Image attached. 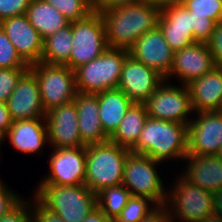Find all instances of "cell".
I'll return each instance as SVG.
<instances>
[{"instance_id":"1","label":"cell","mask_w":222,"mask_h":222,"mask_svg":"<svg viewBox=\"0 0 222 222\" xmlns=\"http://www.w3.org/2000/svg\"><path fill=\"white\" fill-rule=\"evenodd\" d=\"M161 9L139 1L101 12L108 47L129 50L146 32L158 26Z\"/></svg>"},{"instance_id":"2","label":"cell","mask_w":222,"mask_h":222,"mask_svg":"<svg viewBox=\"0 0 222 222\" xmlns=\"http://www.w3.org/2000/svg\"><path fill=\"white\" fill-rule=\"evenodd\" d=\"M188 125L147 117L140 138L130 149L154 160L184 161L188 155Z\"/></svg>"},{"instance_id":"3","label":"cell","mask_w":222,"mask_h":222,"mask_svg":"<svg viewBox=\"0 0 222 222\" xmlns=\"http://www.w3.org/2000/svg\"><path fill=\"white\" fill-rule=\"evenodd\" d=\"M129 148L111 141L86 146L85 186L97 194L102 189L122 184Z\"/></svg>"},{"instance_id":"4","label":"cell","mask_w":222,"mask_h":222,"mask_svg":"<svg viewBox=\"0 0 222 222\" xmlns=\"http://www.w3.org/2000/svg\"><path fill=\"white\" fill-rule=\"evenodd\" d=\"M35 189L34 198L65 222H82L97 207V195L84 184L37 185Z\"/></svg>"},{"instance_id":"5","label":"cell","mask_w":222,"mask_h":222,"mask_svg":"<svg viewBox=\"0 0 222 222\" xmlns=\"http://www.w3.org/2000/svg\"><path fill=\"white\" fill-rule=\"evenodd\" d=\"M175 178L165 202L173 222H201L214 214L212 192L192 184L182 174Z\"/></svg>"},{"instance_id":"6","label":"cell","mask_w":222,"mask_h":222,"mask_svg":"<svg viewBox=\"0 0 222 222\" xmlns=\"http://www.w3.org/2000/svg\"><path fill=\"white\" fill-rule=\"evenodd\" d=\"M128 50L108 47L99 57L75 69L76 86L80 93L96 94L118 88Z\"/></svg>"},{"instance_id":"7","label":"cell","mask_w":222,"mask_h":222,"mask_svg":"<svg viewBox=\"0 0 222 222\" xmlns=\"http://www.w3.org/2000/svg\"><path fill=\"white\" fill-rule=\"evenodd\" d=\"M161 163L145 154L130 151L125 160L122 184L132 196L149 198L156 205L165 204L167 188L156 168Z\"/></svg>"},{"instance_id":"8","label":"cell","mask_w":222,"mask_h":222,"mask_svg":"<svg viewBox=\"0 0 222 222\" xmlns=\"http://www.w3.org/2000/svg\"><path fill=\"white\" fill-rule=\"evenodd\" d=\"M29 69L38 82L41 103L46 113L75 99L78 93L75 70L66 65L43 62L29 65Z\"/></svg>"},{"instance_id":"9","label":"cell","mask_w":222,"mask_h":222,"mask_svg":"<svg viewBox=\"0 0 222 222\" xmlns=\"http://www.w3.org/2000/svg\"><path fill=\"white\" fill-rule=\"evenodd\" d=\"M72 49L65 64L72 70L99 57L107 48L106 27L100 12L72 21Z\"/></svg>"},{"instance_id":"10","label":"cell","mask_w":222,"mask_h":222,"mask_svg":"<svg viewBox=\"0 0 222 222\" xmlns=\"http://www.w3.org/2000/svg\"><path fill=\"white\" fill-rule=\"evenodd\" d=\"M164 80L144 103L148 117L188 125L193 112L187 85Z\"/></svg>"},{"instance_id":"11","label":"cell","mask_w":222,"mask_h":222,"mask_svg":"<svg viewBox=\"0 0 222 222\" xmlns=\"http://www.w3.org/2000/svg\"><path fill=\"white\" fill-rule=\"evenodd\" d=\"M53 149L48 159L50 171L44 175L38 185L85 184L86 146Z\"/></svg>"},{"instance_id":"12","label":"cell","mask_w":222,"mask_h":222,"mask_svg":"<svg viewBox=\"0 0 222 222\" xmlns=\"http://www.w3.org/2000/svg\"><path fill=\"white\" fill-rule=\"evenodd\" d=\"M192 114L196 117L188 124V154L216 155L222 145V111Z\"/></svg>"},{"instance_id":"13","label":"cell","mask_w":222,"mask_h":222,"mask_svg":"<svg viewBox=\"0 0 222 222\" xmlns=\"http://www.w3.org/2000/svg\"><path fill=\"white\" fill-rule=\"evenodd\" d=\"M216 67L207 43L195 42L188 47L177 50L173 55V63L166 80L177 78L182 85L201 78Z\"/></svg>"},{"instance_id":"14","label":"cell","mask_w":222,"mask_h":222,"mask_svg":"<svg viewBox=\"0 0 222 222\" xmlns=\"http://www.w3.org/2000/svg\"><path fill=\"white\" fill-rule=\"evenodd\" d=\"M164 80L156 70L128 55L124 60L118 89L134 103L144 104Z\"/></svg>"},{"instance_id":"15","label":"cell","mask_w":222,"mask_h":222,"mask_svg":"<svg viewBox=\"0 0 222 222\" xmlns=\"http://www.w3.org/2000/svg\"><path fill=\"white\" fill-rule=\"evenodd\" d=\"M48 144L52 148L86 146L78 127V112L74 101L52 108L45 115Z\"/></svg>"},{"instance_id":"16","label":"cell","mask_w":222,"mask_h":222,"mask_svg":"<svg viewBox=\"0 0 222 222\" xmlns=\"http://www.w3.org/2000/svg\"><path fill=\"white\" fill-rule=\"evenodd\" d=\"M128 52L133 59L156 70L165 79L169 76L174 51L158 26L136 40Z\"/></svg>"},{"instance_id":"17","label":"cell","mask_w":222,"mask_h":222,"mask_svg":"<svg viewBox=\"0 0 222 222\" xmlns=\"http://www.w3.org/2000/svg\"><path fill=\"white\" fill-rule=\"evenodd\" d=\"M6 104L12 121L45 118L39 85L30 69L21 76Z\"/></svg>"},{"instance_id":"18","label":"cell","mask_w":222,"mask_h":222,"mask_svg":"<svg viewBox=\"0 0 222 222\" xmlns=\"http://www.w3.org/2000/svg\"><path fill=\"white\" fill-rule=\"evenodd\" d=\"M0 26L28 65L41 62L44 40L30 24L26 14L5 19Z\"/></svg>"},{"instance_id":"19","label":"cell","mask_w":222,"mask_h":222,"mask_svg":"<svg viewBox=\"0 0 222 222\" xmlns=\"http://www.w3.org/2000/svg\"><path fill=\"white\" fill-rule=\"evenodd\" d=\"M10 141L16 151L22 154H41L44 145L48 143L45 118H32L13 121L7 134L2 138Z\"/></svg>"},{"instance_id":"20","label":"cell","mask_w":222,"mask_h":222,"mask_svg":"<svg viewBox=\"0 0 222 222\" xmlns=\"http://www.w3.org/2000/svg\"><path fill=\"white\" fill-rule=\"evenodd\" d=\"M189 89L193 113L222 111V68L214 67L210 72L191 81Z\"/></svg>"},{"instance_id":"21","label":"cell","mask_w":222,"mask_h":222,"mask_svg":"<svg viewBox=\"0 0 222 222\" xmlns=\"http://www.w3.org/2000/svg\"><path fill=\"white\" fill-rule=\"evenodd\" d=\"M184 160L187 161L184 172H179L188 181L212 193L222 190V160L220 157L188 154Z\"/></svg>"},{"instance_id":"22","label":"cell","mask_w":222,"mask_h":222,"mask_svg":"<svg viewBox=\"0 0 222 222\" xmlns=\"http://www.w3.org/2000/svg\"><path fill=\"white\" fill-rule=\"evenodd\" d=\"M73 101L78 112V127L82 142L87 146L109 141L99 118L97 94L78 92Z\"/></svg>"},{"instance_id":"23","label":"cell","mask_w":222,"mask_h":222,"mask_svg":"<svg viewBox=\"0 0 222 222\" xmlns=\"http://www.w3.org/2000/svg\"><path fill=\"white\" fill-rule=\"evenodd\" d=\"M96 94L99 102L101 125L105 134L110 137L134 102L118 88Z\"/></svg>"},{"instance_id":"24","label":"cell","mask_w":222,"mask_h":222,"mask_svg":"<svg viewBox=\"0 0 222 222\" xmlns=\"http://www.w3.org/2000/svg\"><path fill=\"white\" fill-rule=\"evenodd\" d=\"M26 15L43 40L70 24L58 9L44 0H31Z\"/></svg>"},{"instance_id":"25","label":"cell","mask_w":222,"mask_h":222,"mask_svg":"<svg viewBox=\"0 0 222 222\" xmlns=\"http://www.w3.org/2000/svg\"><path fill=\"white\" fill-rule=\"evenodd\" d=\"M147 117L148 114L145 104L133 103L118 128L109 137V141L131 149L140 138Z\"/></svg>"},{"instance_id":"26","label":"cell","mask_w":222,"mask_h":222,"mask_svg":"<svg viewBox=\"0 0 222 222\" xmlns=\"http://www.w3.org/2000/svg\"><path fill=\"white\" fill-rule=\"evenodd\" d=\"M72 22L43 41L41 62L53 65H65L69 61L72 49Z\"/></svg>"},{"instance_id":"27","label":"cell","mask_w":222,"mask_h":222,"mask_svg":"<svg viewBox=\"0 0 222 222\" xmlns=\"http://www.w3.org/2000/svg\"><path fill=\"white\" fill-rule=\"evenodd\" d=\"M96 195L97 207L112 220L116 219L132 196L123 184L104 188Z\"/></svg>"},{"instance_id":"28","label":"cell","mask_w":222,"mask_h":222,"mask_svg":"<svg viewBox=\"0 0 222 222\" xmlns=\"http://www.w3.org/2000/svg\"><path fill=\"white\" fill-rule=\"evenodd\" d=\"M156 206L149 198L131 196L114 222H140Z\"/></svg>"},{"instance_id":"29","label":"cell","mask_w":222,"mask_h":222,"mask_svg":"<svg viewBox=\"0 0 222 222\" xmlns=\"http://www.w3.org/2000/svg\"><path fill=\"white\" fill-rule=\"evenodd\" d=\"M54 6L70 22L85 19L93 12V6L87 0H44Z\"/></svg>"},{"instance_id":"30","label":"cell","mask_w":222,"mask_h":222,"mask_svg":"<svg viewBox=\"0 0 222 222\" xmlns=\"http://www.w3.org/2000/svg\"><path fill=\"white\" fill-rule=\"evenodd\" d=\"M158 24H171V28L192 29L191 12L182 3L161 8Z\"/></svg>"},{"instance_id":"31","label":"cell","mask_w":222,"mask_h":222,"mask_svg":"<svg viewBox=\"0 0 222 222\" xmlns=\"http://www.w3.org/2000/svg\"><path fill=\"white\" fill-rule=\"evenodd\" d=\"M29 68L0 26V69Z\"/></svg>"},{"instance_id":"32","label":"cell","mask_w":222,"mask_h":222,"mask_svg":"<svg viewBox=\"0 0 222 222\" xmlns=\"http://www.w3.org/2000/svg\"><path fill=\"white\" fill-rule=\"evenodd\" d=\"M182 5L193 15L208 16L215 23L222 21V0H185Z\"/></svg>"},{"instance_id":"33","label":"cell","mask_w":222,"mask_h":222,"mask_svg":"<svg viewBox=\"0 0 222 222\" xmlns=\"http://www.w3.org/2000/svg\"><path fill=\"white\" fill-rule=\"evenodd\" d=\"M158 27L174 52L196 42L193 29L171 28V24H158Z\"/></svg>"},{"instance_id":"34","label":"cell","mask_w":222,"mask_h":222,"mask_svg":"<svg viewBox=\"0 0 222 222\" xmlns=\"http://www.w3.org/2000/svg\"><path fill=\"white\" fill-rule=\"evenodd\" d=\"M28 69H0V102H7L19 79Z\"/></svg>"},{"instance_id":"35","label":"cell","mask_w":222,"mask_h":222,"mask_svg":"<svg viewBox=\"0 0 222 222\" xmlns=\"http://www.w3.org/2000/svg\"><path fill=\"white\" fill-rule=\"evenodd\" d=\"M191 21L195 41L207 43L216 23L208 16L193 15V13H191Z\"/></svg>"},{"instance_id":"36","label":"cell","mask_w":222,"mask_h":222,"mask_svg":"<svg viewBox=\"0 0 222 222\" xmlns=\"http://www.w3.org/2000/svg\"><path fill=\"white\" fill-rule=\"evenodd\" d=\"M0 179V218L13 210L22 200L23 197Z\"/></svg>"},{"instance_id":"37","label":"cell","mask_w":222,"mask_h":222,"mask_svg":"<svg viewBox=\"0 0 222 222\" xmlns=\"http://www.w3.org/2000/svg\"><path fill=\"white\" fill-rule=\"evenodd\" d=\"M0 222H33L31 199H23L13 210L0 218Z\"/></svg>"},{"instance_id":"38","label":"cell","mask_w":222,"mask_h":222,"mask_svg":"<svg viewBox=\"0 0 222 222\" xmlns=\"http://www.w3.org/2000/svg\"><path fill=\"white\" fill-rule=\"evenodd\" d=\"M31 0H0V22L27 13Z\"/></svg>"},{"instance_id":"39","label":"cell","mask_w":222,"mask_h":222,"mask_svg":"<svg viewBox=\"0 0 222 222\" xmlns=\"http://www.w3.org/2000/svg\"><path fill=\"white\" fill-rule=\"evenodd\" d=\"M207 45L212 53L215 65L222 68V21L215 24Z\"/></svg>"},{"instance_id":"40","label":"cell","mask_w":222,"mask_h":222,"mask_svg":"<svg viewBox=\"0 0 222 222\" xmlns=\"http://www.w3.org/2000/svg\"><path fill=\"white\" fill-rule=\"evenodd\" d=\"M31 202L33 222H65L59 215L43 207L35 198Z\"/></svg>"},{"instance_id":"41","label":"cell","mask_w":222,"mask_h":222,"mask_svg":"<svg viewBox=\"0 0 222 222\" xmlns=\"http://www.w3.org/2000/svg\"><path fill=\"white\" fill-rule=\"evenodd\" d=\"M140 222H173L169 210L165 204L157 205Z\"/></svg>"},{"instance_id":"42","label":"cell","mask_w":222,"mask_h":222,"mask_svg":"<svg viewBox=\"0 0 222 222\" xmlns=\"http://www.w3.org/2000/svg\"><path fill=\"white\" fill-rule=\"evenodd\" d=\"M141 0H94L93 11L102 12L112 8L125 6L128 4L136 3Z\"/></svg>"},{"instance_id":"43","label":"cell","mask_w":222,"mask_h":222,"mask_svg":"<svg viewBox=\"0 0 222 222\" xmlns=\"http://www.w3.org/2000/svg\"><path fill=\"white\" fill-rule=\"evenodd\" d=\"M12 119L5 102H0V137L3 138L10 126L12 125Z\"/></svg>"},{"instance_id":"44","label":"cell","mask_w":222,"mask_h":222,"mask_svg":"<svg viewBox=\"0 0 222 222\" xmlns=\"http://www.w3.org/2000/svg\"><path fill=\"white\" fill-rule=\"evenodd\" d=\"M82 222H114L108 218L98 207L94 208Z\"/></svg>"},{"instance_id":"45","label":"cell","mask_w":222,"mask_h":222,"mask_svg":"<svg viewBox=\"0 0 222 222\" xmlns=\"http://www.w3.org/2000/svg\"><path fill=\"white\" fill-rule=\"evenodd\" d=\"M214 214L222 217V190L213 193Z\"/></svg>"},{"instance_id":"46","label":"cell","mask_w":222,"mask_h":222,"mask_svg":"<svg viewBox=\"0 0 222 222\" xmlns=\"http://www.w3.org/2000/svg\"><path fill=\"white\" fill-rule=\"evenodd\" d=\"M149 5H155L158 8H164L173 4H177V0H141Z\"/></svg>"},{"instance_id":"47","label":"cell","mask_w":222,"mask_h":222,"mask_svg":"<svg viewBox=\"0 0 222 222\" xmlns=\"http://www.w3.org/2000/svg\"><path fill=\"white\" fill-rule=\"evenodd\" d=\"M201 222H222V217L213 214L204 218Z\"/></svg>"},{"instance_id":"48","label":"cell","mask_w":222,"mask_h":222,"mask_svg":"<svg viewBox=\"0 0 222 222\" xmlns=\"http://www.w3.org/2000/svg\"><path fill=\"white\" fill-rule=\"evenodd\" d=\"M218 157L221 158L222 160V145L220 146V149L218 150L217 154H216Z\"/></svg>"},{"instance_id":"49","label":"cell","mask_w":222,"mask_h":222,"mask_svg":"<svg viewBox=\"0 0 222 222\" xmlns=\"http://www.w3.org/2000/svg\"><path fill=\"white\" fill-rule=\"evenodd\" d=\"M92 6L94 4V0H87Z\"/></svg>"},{"instance_id":"50","label":"cell","mask_w":222,"mask_h":222,"mask_svg":"<svg viewBox=\"0 0 222 222\" xmlns=\"http://www.w3.org/2000/svg\"><path fill=\"white\" fill-rule=\"evenodd\" d=\"M3 144V139L0 137V146Z\"/></svg>"},{"instance_id":"51","label":"cell","mask_w":222,"mask_h":222,"mask_svg":"<svg viewBox=\"0 0 222 222\" xmlns=\"http://www.w3.org/2000/svg\"><path fill=\"white\" fill-rule=\"evenodd\" d=\"M185 0H177V3H182L184 2Z\"/></svg>"}]
</instances>
